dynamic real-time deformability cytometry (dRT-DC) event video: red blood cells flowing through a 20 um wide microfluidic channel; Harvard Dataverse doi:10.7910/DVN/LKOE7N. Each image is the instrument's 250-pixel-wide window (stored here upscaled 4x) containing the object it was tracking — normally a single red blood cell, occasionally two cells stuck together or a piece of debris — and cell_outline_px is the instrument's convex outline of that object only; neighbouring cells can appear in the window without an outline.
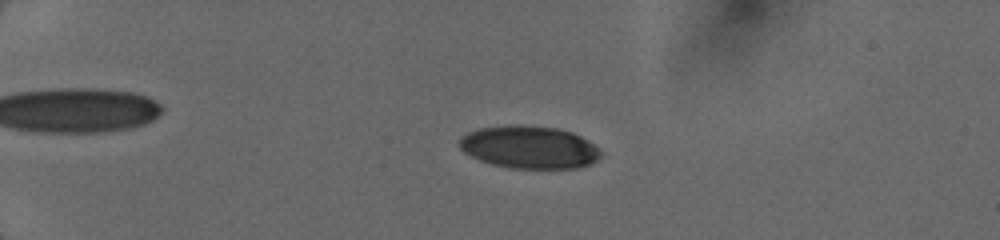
{"species": "human", "species_latin": "Homo sapiens", "temperature_condition": "cold", "stored_images_in_passage": 37, "camera_frame_rate_fps": 3000, "um_per_image_px": 0.085, "donor": {"sex": "female"}, "frame": {"image": 1, "passage_image": 12, "time_ms": 4.333, "image_size_px": [1000, 240], "cell_outline_px": [[604, 152], [592, 164], [580, 168], [508, 168], [492, 164], [480, 160], [464, 152], [460, 148], [460, 136], [468, 132], [480, 128], [508, 124], [520, 124], [560, 128], [572, 132], [588, 140]], "centroid_in_image_um": [45.01, 12.5], "position_along_channel_um": 40.0, "area_um2": 35.55}}
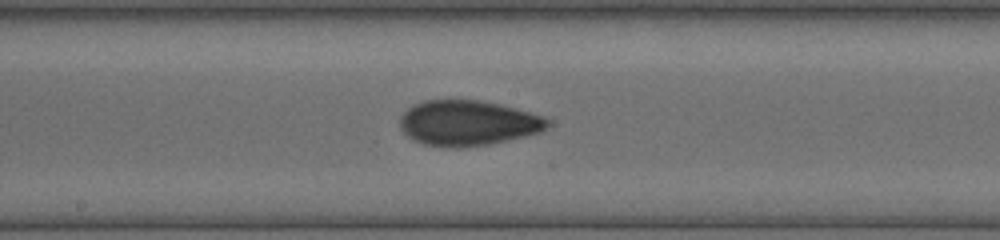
{"frame": {"image": 2, "passage_image": 27, "time_ms": 10.0, "image_size_px": [1000, 240], "cell_outline_px": [[548, 124], [540, 132], [524, 136], [488, 144], [460, 148], [452, 148], [424, 144], [412, 140], [400, 128], [400, 116], [412, 104], [424, 100], [480, 100], [500, 104], [544, 116], [548, 120]], "centroid_in_image_um": [39.72, 10.45], "position_along_channel_um": 208.5, "area_um2": 38.9}}
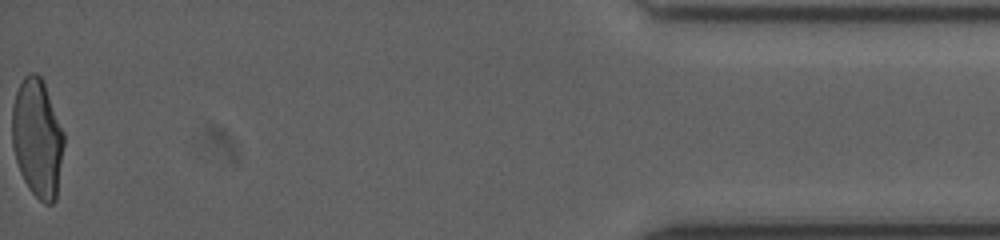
{"frame": {"image": 3, "passage_image": 37, "time_ms": 17.0, "image_size_px": [1000, 240], "cell_outline_px": [[64, 144], [56, 200], [52, 204], [44, 204], [28, 188], [20, 172], [16, 160], [12, 144], [12, 104], [16, 92], [24, 76], [28, 72], [36, 72], [40, 76], [44, 84], [64, 132]], "centroid_in_image_um": [3.17, 11.75], "position_along_channel_um": 432.0, "area_um2": 35.78}}